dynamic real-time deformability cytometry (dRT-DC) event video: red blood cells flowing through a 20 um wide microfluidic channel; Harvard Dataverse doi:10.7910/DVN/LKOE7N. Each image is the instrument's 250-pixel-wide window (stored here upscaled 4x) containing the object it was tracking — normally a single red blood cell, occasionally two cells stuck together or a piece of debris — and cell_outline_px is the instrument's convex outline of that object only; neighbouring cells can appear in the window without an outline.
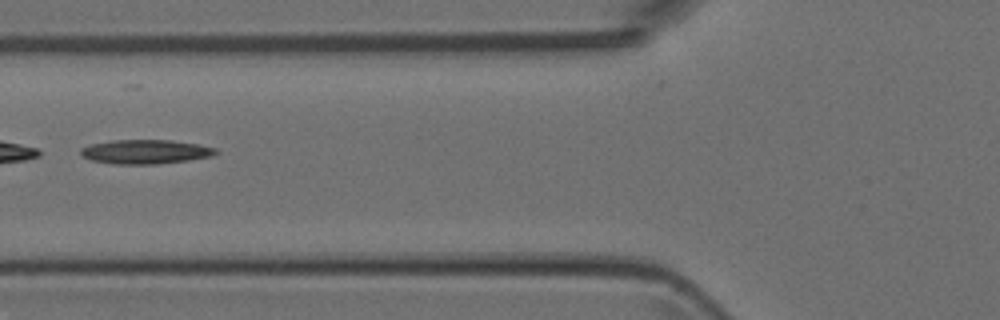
{"species": "Egyptian fruit bat (a non-hibernating species)", "species_latin": "Rousettus aegyptiacus", "temperature_condition": "room temperature", "stored_images_in_passage": 22, "segment_of_instrument_passage": [2, 2], "camera_frame_rate_fps": 3000, "um_per_image_px": 0.085, "animal": {"sex": "female"}, "frame": {"image": 1, "passage_image": 15, "time_ms": 4.667, "image_size_px": [1000, 320], "cell_outline_px": [[220, 152], [212, 156], [188, 160], [156, 164], [112, 164], [92, 160], [84, 156], [80, 152], [80, 148], [92, 144], [116, 140], [172, 140], [200, 144], [216, 148]], "centroid_in_image_um": [12.42, 12.9], "position_along_channel_um": 113.4, "area_um2": 19.02}}